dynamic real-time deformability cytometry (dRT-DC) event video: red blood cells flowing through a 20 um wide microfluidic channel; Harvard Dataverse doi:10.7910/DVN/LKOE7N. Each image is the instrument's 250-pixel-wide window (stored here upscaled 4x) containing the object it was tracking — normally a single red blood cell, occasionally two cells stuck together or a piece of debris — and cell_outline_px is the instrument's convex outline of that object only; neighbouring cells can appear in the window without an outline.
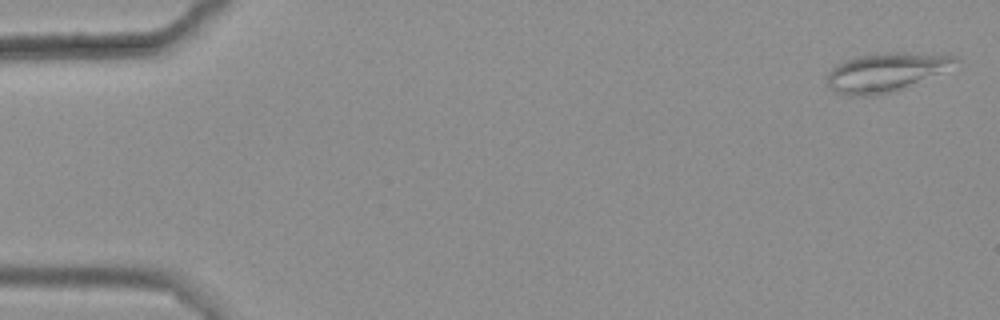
{"species": "common noctule bat (a hibernating species)", "species_latin": "Nyctalus noctula", "temperature_condition": "warm", "stored_images_in_passage": 52, "camera_frame_rate_fps": 3000, "um_per_image_px": 0.085, "animal": {"sex": "female", "body_mass_g": 25.1}, "frame": {"image": 1, "passage_image": 2, "time_ms": 0.333, "image_size_px": [1000, 320], "cell_outline_px": [[956, 60], [936, 72], [896, 92], [880, 96], [848, 96], [836, 92], [828, 84], [824, 76], [836, 64], [856, 56], [884, 52], [904, 52], [956, 56]], "centroid_in_image_um": [75.1, 6.16], "position_along_channel_um": 9.9, "area_um2": 28.38}}
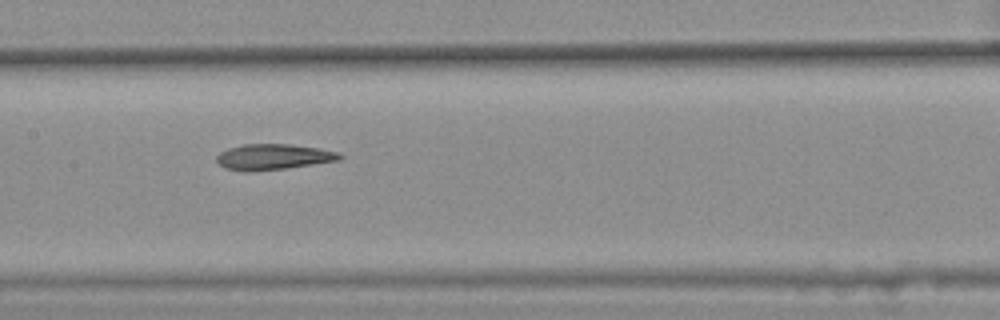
{"frame": {"image": 2, "passage_image": 28, "time_ms": 9.0, "image_size_px": [1000, 320], "cell_outline_px": [[344, 156], [340, 160], [284, 168], [248, 172], [244, 172], [224, 168], [216, 160], [216, 156], [220, 152], [228, 148], [244, 144], [288, 144], [320, 148], [340, 152]], "centroid_in_image_um": [23.23, 13.33], "position_along_channel_um": 184.2, "area_um2": 18.5}}
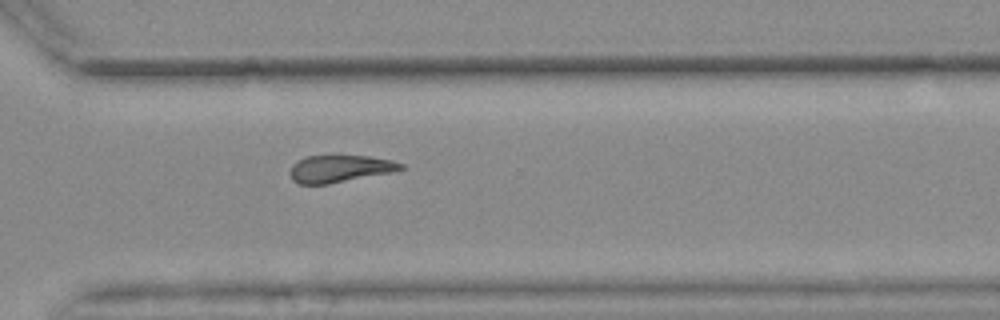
{"frame": {"image": 3, "passage_image": 41, "time_ms": 13.333, "image_size_px": [1000, 320], "cell_outline_px": [[404, 168], [392, 172], [328, 184], [296, 184], [292, 180], [288, 172], [292, 164], [296, 160], [308, 156], [332, 152], [368, 156], [392, 160], [404, 164]], "centroid_in_image_um": [28.82, 14.29], "position_along_channel_um": 341.8, "area_um2": 18.5}, "authors_computed_cell_mechanics": {"area_um2": 18.7272, "velocity_mm_per_s": 3.6365, "shape_relaxation_time_tau1_ms": null, "shape_relaxation_time_tau2_ms": 4.7518, "deformation_change_tau1": null, "deformation_change_tau2": 0.1286}}